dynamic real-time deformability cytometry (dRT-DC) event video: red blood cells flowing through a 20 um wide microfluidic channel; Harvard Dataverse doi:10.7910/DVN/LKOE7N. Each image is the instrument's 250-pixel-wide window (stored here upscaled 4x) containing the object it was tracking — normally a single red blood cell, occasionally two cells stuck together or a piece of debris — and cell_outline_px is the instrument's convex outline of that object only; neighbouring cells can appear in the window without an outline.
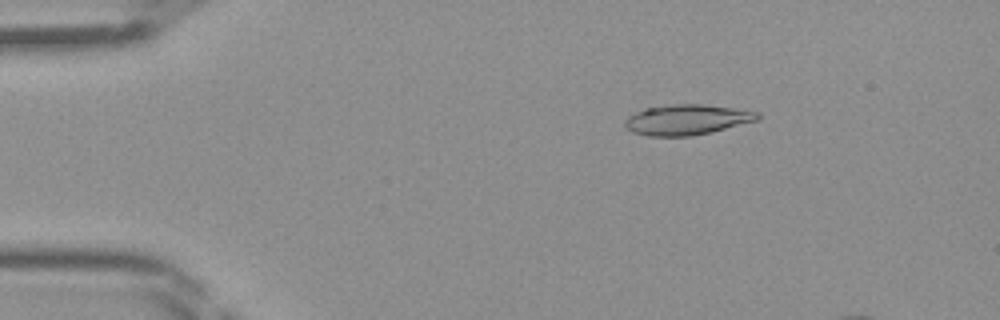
{"species": "Egyptian fruit bat (a non-hibernating species)", "species_latin": "Rousettus aegyptiacus", "temperature_condition": "room temperature", "stored_images_in_passage": 42, "camera_frame_rate_fps": 3000, "um_per_image_px": 0.085, "frame": {"image": 1, "passage_image": 7, "time_ms": 2.0, "image_size_px": [1000, 320], "cell_outline_px": [[760, 120], [712, 132], [692, 136], [648, 136], [632, 132], [624, 124], [624, 120], [628, 116], [644, 108], [672, 104], [700, 104], [732, 108], [760, 112]], "centroid_in_image_um": [58.4, 10.18], "position_along_channel_um": 26.6, "area_um2": 23.58}}
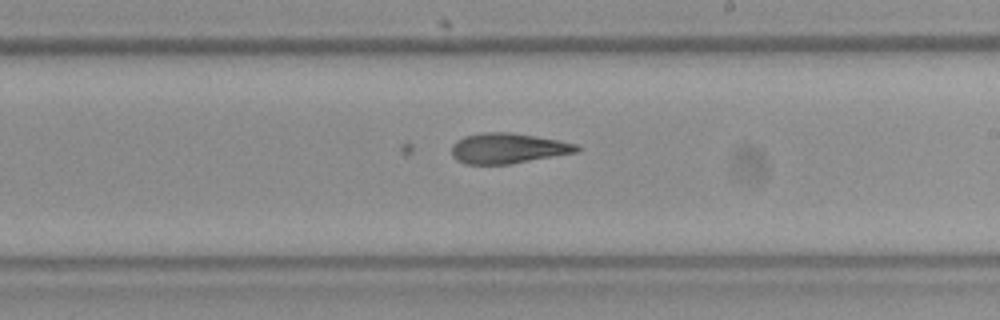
{"frame": {"image": 2, "passage_image": 26, "time_ms": 8.333, "image_size_px": [1000, 320], "cell_outline_px": [[580, 152], [512, 164], [464, 164], [456, 160], [452, 156], [452, 144], [456, 140], [464, 136], [480, 132], [508, 132], [536, 136], [576, 144], [580, 148]], "centroid_in_image_um": [43.15, 12.61], "position_along_channel_um": 245.8, "area_um2": 22.37}}
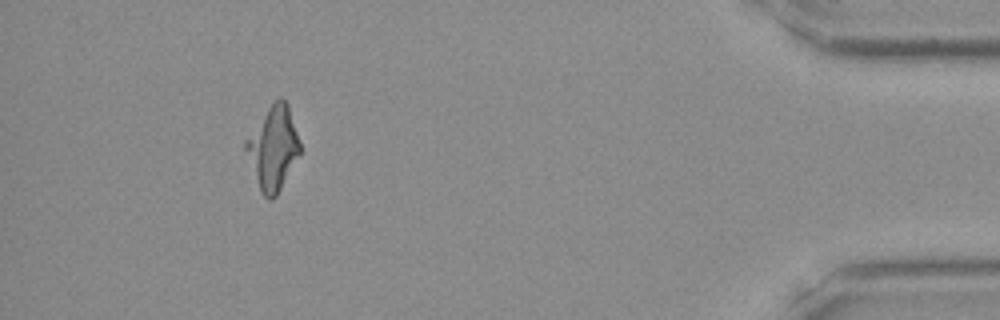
{"frame": {"image": 3, "passage_image": 41, "time_ms": 13.333, "image_size_px": [1000, 320], "cell_outline_px": [[300, 156], [276, 196], [272, 200], [268, 200], [260, 192], [244, 148], [244, 140], [268, 108], [280, 96], [288, 104], [300, 140]], "centroid_in_image_um": [23.22, 12.61], "position_along_channel_um": 412.0, "area_um2": 26.3}}